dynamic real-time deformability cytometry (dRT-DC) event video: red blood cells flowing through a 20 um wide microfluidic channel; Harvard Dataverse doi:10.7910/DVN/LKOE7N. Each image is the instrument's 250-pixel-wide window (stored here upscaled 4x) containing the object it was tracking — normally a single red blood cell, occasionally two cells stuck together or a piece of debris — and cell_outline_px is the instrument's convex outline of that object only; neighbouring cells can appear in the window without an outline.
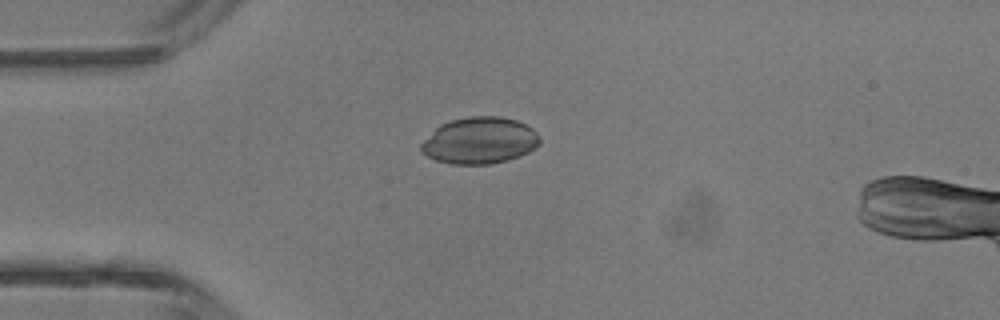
{"species": "common noctule bat (a hibernating species)", "species_latin": "Nyctalus noctula", "temperature_condition": "room temperature", "stored_images_in_passage": 3, "camera_frame_rate_fps": 3000, "um_per_image_px": 0.085, "animal": {"sex": "male", "body_mass_g": 13.3}, "frame": {"image": 1, "passage_image": 1, "time_ms": 0.0, "image_size_px": [1000, 320], "cell_outline_px": [[540, 144], [528, 152], [520, 156], [508, 160], [492, 164], [452, 164], [436, 160], [428, 156], [420, 148], [420, 144], [440, 124], [452, 120], [468, 116], [500, 116], [516, 120], [532, 128], [536, 132], [540, 140]], "centroid_in_image_um": [40.78, 11.95], "position_along_channel_um": 44.2, "area_um2": 32.14}}
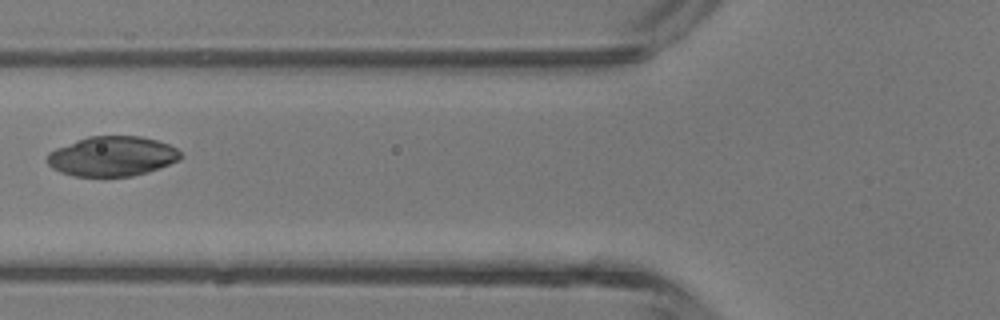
{"frame": {"image": 2, "passage_image": 3, "time_ms": 2.0, "image_size_px": [1000, 320], "cell_outline_px": [[184, 156], [180, 160], [160, 168], [148, 172], [132, 176], [72, 176], [60, 172], [52, 168], [48, 164], [48, 152], [56, 148], [76, 140], [88, 136], [140, 136], [156, 140], [168, 144], [176, 148]], "centroid_in_image_um": [9.55, 13.28], "position_along_channel_um": 116.3, "area_um2": 31.1}}